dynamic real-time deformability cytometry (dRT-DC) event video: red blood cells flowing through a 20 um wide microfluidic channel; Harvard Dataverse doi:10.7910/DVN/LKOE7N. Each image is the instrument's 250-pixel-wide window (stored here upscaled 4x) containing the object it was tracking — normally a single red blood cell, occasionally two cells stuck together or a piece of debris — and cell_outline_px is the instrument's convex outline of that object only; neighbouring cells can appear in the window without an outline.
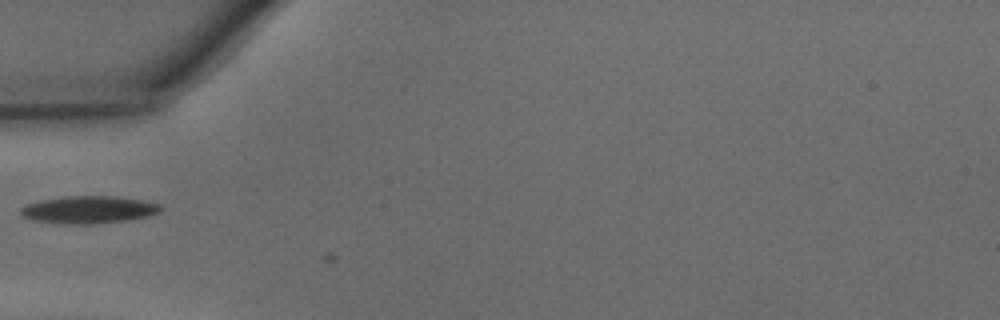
{"species": "common noctule bat (a hibernating species)", "species_latin": "Nyctalus noctula", "temperature_condition": "warm", "stored_images_in_passage": 6, "camera_frame_rate_fps": 3000, "um_per_image_px": 0.085, "animal": {"sex": "male", "body_mass_g": 15.6}, "frame": {"image": 1, "passage_image": 4, "time_ms": 1.0, "image_size_px": [1000, 320], "cell_outline_px": [[160, 212], [148, 216], [128, 220], [92, 224], [80, 224], [32, 220], [24, 216], [20, 212], [20, 208], [28, 204], [40, 200], [64, 196], [116, 196], [140, 200], [160, 204]], "centroid_in_image_um": [7.55, 17.81], "position_along_channel_um": 77.5, "area_um2": 22.08}}